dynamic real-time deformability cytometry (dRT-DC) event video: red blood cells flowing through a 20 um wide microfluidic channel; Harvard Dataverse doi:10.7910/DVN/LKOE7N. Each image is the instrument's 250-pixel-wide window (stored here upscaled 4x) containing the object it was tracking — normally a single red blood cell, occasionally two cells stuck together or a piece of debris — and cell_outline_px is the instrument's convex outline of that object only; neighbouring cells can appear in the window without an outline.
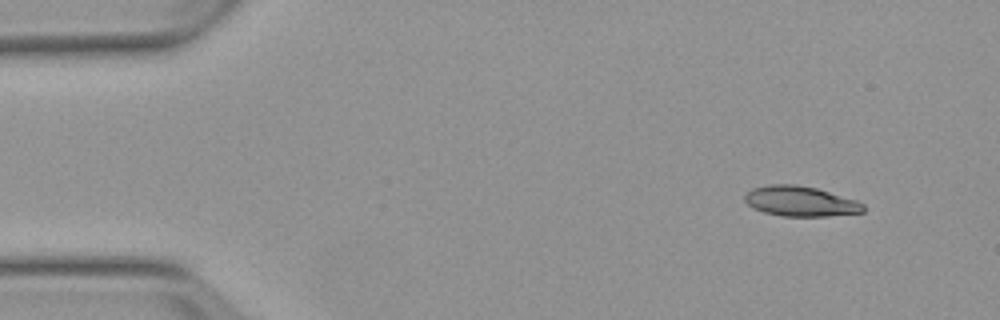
{"species": "Egyptian fruit bat (a non-hibernating species)", "species_latin": "Rousettus aegyptiacus", "temperature_condition": "warm", "stored_images_in_passage": 5, "camera_frame_rate_fps": 3000, "um_per_image_px": 0.085, "animal": {"sex": "female"}, "frame": {"image": 1, "passage_image": 1, "time_ms": 0.0, "image_size_px": [1000, 320], "cell_outline_px": [[864, 212], [828, 216], [784, 216], [764, 212], [752, 208], [744, 200], [744, 196], [752, 188], [768, 184], [796, 184], [816, 188], [856, 200], [864, 204]], "centroid_in_image_um": [68.02, 17.1], "position_along_channel_um": 17.0, "area_um2": 20.81}}
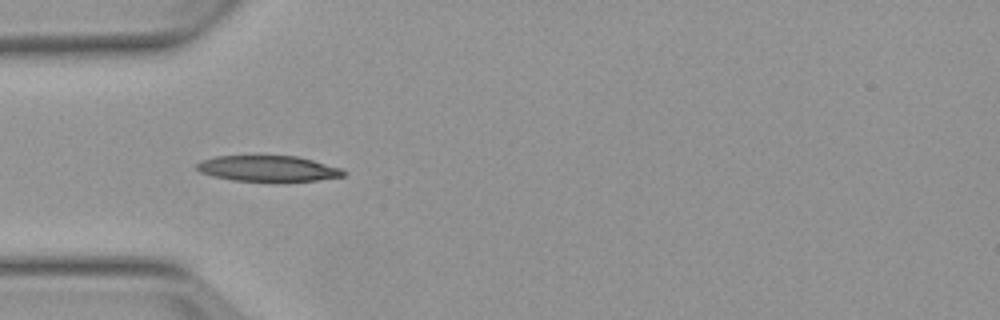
{"frame": {"image": 2, "passage_image": 4, "time_ms": 3.667, "image_size_px": [1000, 320], "cell_outline_px": [[348, 172], [344, 176], [316, 180], [276, 184], [232, 180], [212, 176], [200, 172], [196, 168], [196, 164], [200, 160], [216, 156], [256, 152], [296, 156], [312, 160], [340, 168]], "centroid_in_image_um": [22.73, 14.31], "position_along_channel_um": 62.3, "area_um2": 23.99}}
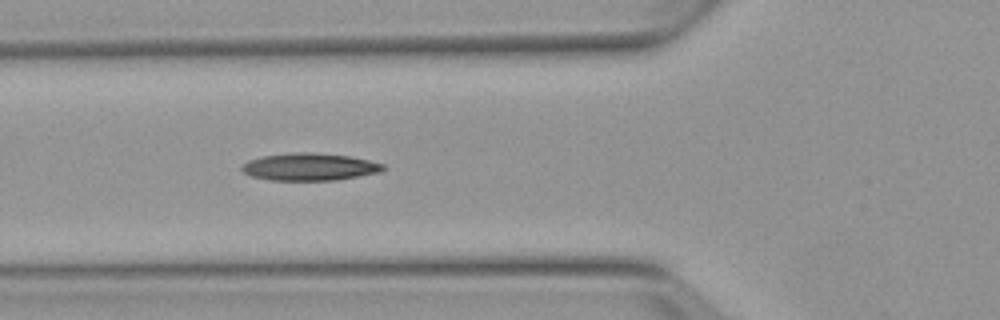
{"frame": {"image": 3, "passage_image": 5, "time_ms": 4.667, "image_size_px": [1000, 320], "cell_outline_px": [[384, 168], [380, 172], [336, 180], [268, 180], [252, 176], [244, 172], [240, 168], [248, 160], [264, 156], [296, 152], [308, 152], [348, 156], [368, 160], [384, 164]], "centroid_in_image_um": [26.3, 14.18], "position_along_channel_um": 99.5, "area_um2": 22.25}}